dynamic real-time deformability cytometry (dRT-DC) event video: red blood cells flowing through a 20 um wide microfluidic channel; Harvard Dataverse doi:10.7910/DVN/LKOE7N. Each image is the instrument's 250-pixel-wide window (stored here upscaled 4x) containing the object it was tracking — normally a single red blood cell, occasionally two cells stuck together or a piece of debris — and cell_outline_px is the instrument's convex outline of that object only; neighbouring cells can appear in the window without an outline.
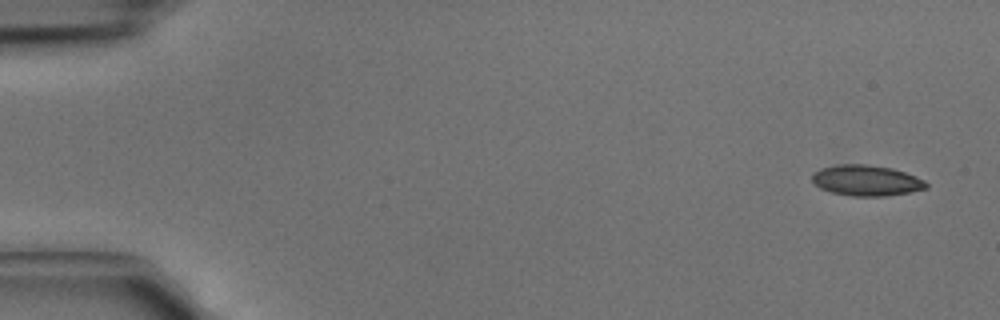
{"species": "common noctule bat (a hibernating species)", "species_latin": "Nyctalus noctula", "temperature_condition": "cold", "stored_images_in_passage": 5, "camera_frame_rate_fps": 3000, "um_per_image_px": 0.085, "animal": {"sex": "male", "body_mass_g": 15.6}, "frame": {"image": 1, "passage_image": 2, "time_ms": 0.333, "image_size_px": [1000, 320], "cell_outline_px": [[928, 188], [908, 192], [884, 196], [852, 196], [832, 192], [820, 188], [812, 180], [812, 172], [820, 168], [836, 164], [864, 164], [892, 168], [916, 176], [924, 180], [928, 184]], "centroid_in_image_um": [73.62, 15.33], "position_along_channel_um": 11.4, "area_um2": 20.4}}
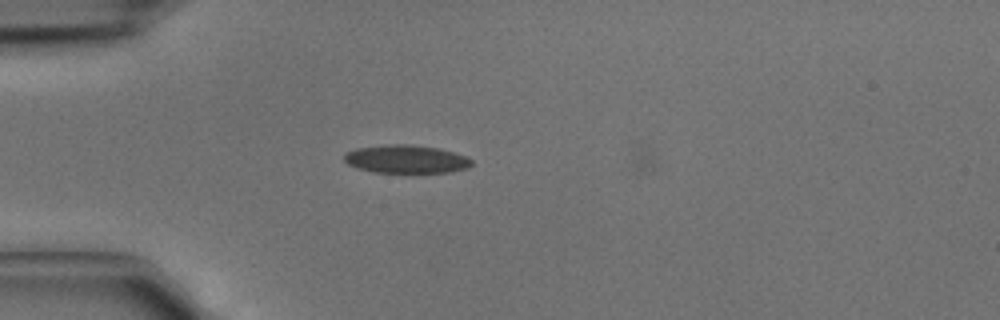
{"frame": {"image": 2, "passage_image": 5, "time_ms": 1.333, "image_size_px": [1000, 320], "cell_outline_px": [[472, 164], [468, 168], [452, 172], [372, 172], [356, 168], [348, 164], [344, 160], [344, 152], [356, 148], [388, 144], [408, 144], [440, 148], [464, 156], [472, 160]], "centroid_in_image_um": [34.49, 13.52], "position_along_channel_um": 50.5, "area_um2": 20.98}}